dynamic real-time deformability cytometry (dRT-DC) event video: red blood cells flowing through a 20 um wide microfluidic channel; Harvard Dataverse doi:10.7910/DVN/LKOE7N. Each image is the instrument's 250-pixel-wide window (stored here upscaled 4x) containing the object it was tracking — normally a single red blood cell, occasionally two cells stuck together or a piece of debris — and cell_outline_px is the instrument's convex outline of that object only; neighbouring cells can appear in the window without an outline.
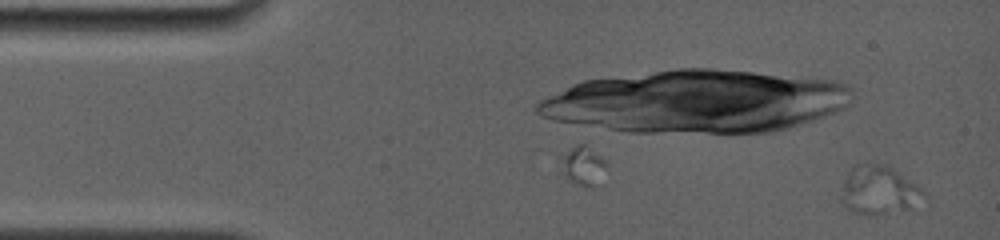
{"species": "common noctule bat (a hibernating species)", "species_latin": "Nyctalus noctula", "temperature_condition": "room temperature", "stored_images_in_passage": 6, "segment_of_instrument_passage": [2, 2], "camera_frame_rate_fps": 4000, "um_per_image_px": 0.085, "animal": {"sex": "female", "body_mass_g": 19.0, "forearm_length_mm": 56.7}, "frame": {"image": 1, "passage_image": 6, "time_ms": 3.75, "image_size_px": [1000, 240], "cell_outline_px": [[928, 208], [872, 216], [848, 212], [840, 200], [844, 180], [852, 164], [868, 160], [884, 164], [892, 168], [928, 192]], "centroid_in_image_um": [74.83, 16.22], "position_along_channel_um": 10.2, "area_um2": 25.49}}